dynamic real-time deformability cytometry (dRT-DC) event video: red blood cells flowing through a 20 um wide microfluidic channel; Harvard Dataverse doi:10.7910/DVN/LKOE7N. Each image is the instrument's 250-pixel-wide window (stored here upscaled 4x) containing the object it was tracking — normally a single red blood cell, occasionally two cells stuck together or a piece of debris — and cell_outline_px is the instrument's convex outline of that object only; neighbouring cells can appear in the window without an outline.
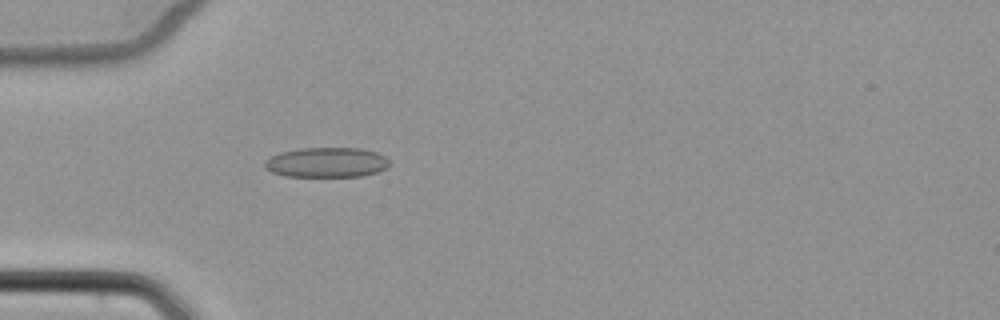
{"species": "common noctule bat (a hibernating species)", "species_latin": "Nyctalus noctula", "temperature_condition": "cold", "stored_images_in_passage": 4, "camera_frame_rate_fps": 3000, "um_per_image_px": 0.085, "animal": {"sex": "female", "body_mass_g": 22.7, "forearm_length_mm": 54.2}, "frame": {"image": 1, "passage_image": 4, "time_ms": 4.333, "image_size_px": [1000, 320], "cell_outline_px": [[392, 164], [388, 168], [376, 172], [360, 176], [284, 176], [272, 172], [264, 168], [264, 160], [280, 152], [300, 148], [360, 148], [376, 152], [384, 156]], "centroid_in_image_um": [27.76, 13.8], "position_along_channel_um": 57.2, "area_um2": 21.85}}